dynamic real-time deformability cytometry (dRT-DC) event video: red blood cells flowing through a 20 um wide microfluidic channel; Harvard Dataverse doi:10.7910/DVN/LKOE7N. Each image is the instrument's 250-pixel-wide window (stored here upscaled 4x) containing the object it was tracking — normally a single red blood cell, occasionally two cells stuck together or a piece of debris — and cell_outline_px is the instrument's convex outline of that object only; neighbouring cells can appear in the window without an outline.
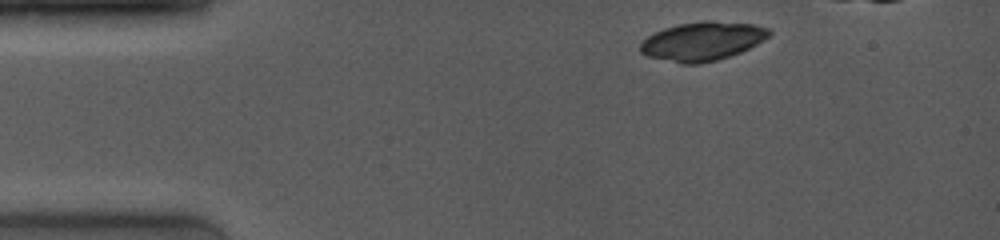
{"species": "common noctule bat (a hibernating species)", "species_latin": "Nyctalus noctula", "temperature_condition": "room temperature", "stored_images_in_passage": 3, "camera_frame_rate_fps": 4000, "um_per_image_px": 0.085, "animal": {"sex": "female", "body_mass_g": 19.0, "forearm_length_mm": 53.3}, "frame": {"image": 1, "passage_image": 1, "time_ms": 0.0, "image_size_px": [1000, 240], "cell_outline_px": [[772, 32], [764, 40], [740, 52], [716, 60], [700, 64], [680, 64], [648, 56], [640, 52], [640, 44], [648, 36], [664, 28], [680, 24], [704, 20], [712, 20], [752, 24], [768, 28]], "centroid_in_image_um": [59.7, 3.5], "position_along_channel_um": 25.3, "area_um2": 28.96}}